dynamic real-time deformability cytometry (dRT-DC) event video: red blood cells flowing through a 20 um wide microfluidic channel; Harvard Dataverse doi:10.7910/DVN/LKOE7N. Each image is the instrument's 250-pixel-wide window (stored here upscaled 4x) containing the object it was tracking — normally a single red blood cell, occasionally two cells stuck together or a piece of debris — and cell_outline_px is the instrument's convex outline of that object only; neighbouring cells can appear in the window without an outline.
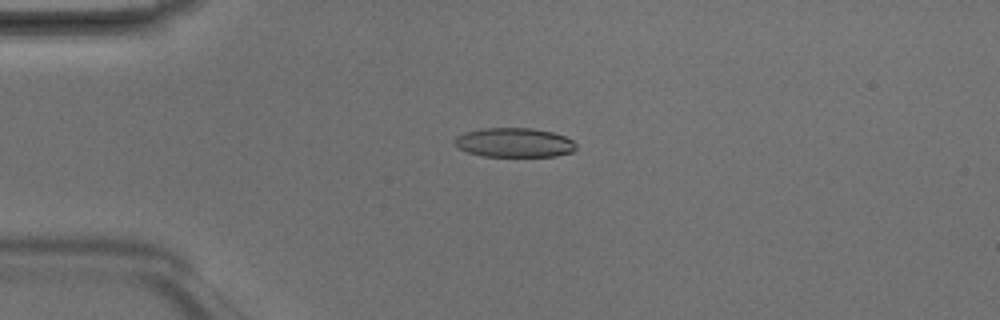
{"species": "Egyptian fruit bat (a non-hibernating species)", "species_latin": "Rousettus aegyptiacus", "temperature_condition": "room temperature", "stored_images_in_passage": 6, "camera_frame_rate_fps": 3000, "um_per_image_px": 0.085, "animal": {"sex": "male"}, "frame": {"image": 1, "passage_image": 3, "time_ms": 0.667, "image_size_px": [1000, 320], "cell_outline_px": [[576, 148], [572, 152], [556, 156], [480, 156], [468, 152], [460, 148], [452, 140], [456, 136], [464, 132], [484, 128], [532, 128], [552, 132], [564, 136], [572, 140], [576, 144]], "centroid_in_image_um": [43.7, 12.12], "position_along_channel_um": 41.3, "area_um2": 20.75}}
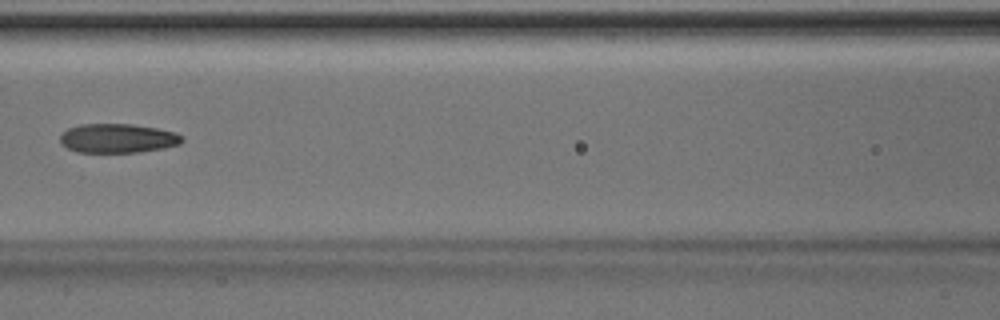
{"frame": {"image": 2, "passage_image": 6, "time_ms": 1.667, "image_size_px": [1000, 320], "cell_outline_px": [[184, 140], [180, 144], [164, 148], [140, 152], [76, 152], [60, 144], [60, 136], [68, 128], [80, 124], [132, 124], [156, 128], [176, 132], [184, 136]], "centroid_in_image_um": [10.03, 11.75], "position_along_channel_um": 156.6, "area_um2": 20.87}}